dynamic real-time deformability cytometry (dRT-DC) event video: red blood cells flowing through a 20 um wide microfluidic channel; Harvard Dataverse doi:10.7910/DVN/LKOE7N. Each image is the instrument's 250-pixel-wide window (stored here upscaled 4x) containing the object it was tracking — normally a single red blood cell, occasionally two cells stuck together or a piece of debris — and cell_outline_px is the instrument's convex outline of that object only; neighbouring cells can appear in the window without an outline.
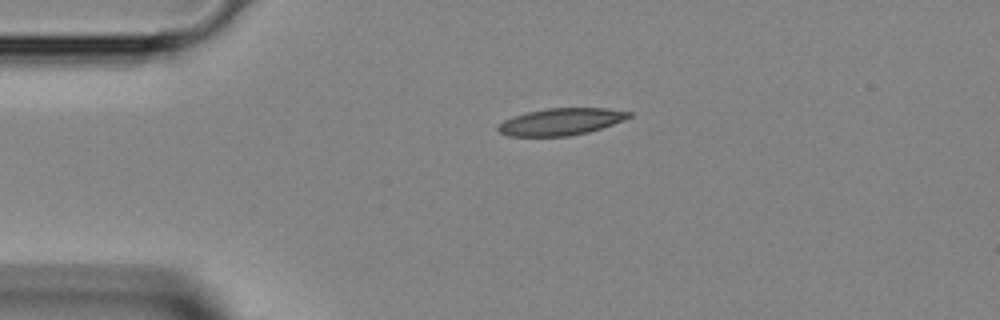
{"species": "Egyptian fruit bat (a non-hibernating species)", "species_latin": "Rousettus aegyptiacus", "temperature_condition": "room temperature", "stored_images_in_passage": 30, "camera_frame_rate_fps": 3000, "um_per_image_px": 0.085, "animal": {"sex": "female"}, "frame": {"image": 1, "passage_image": 1, "time_ms": 0.0, "image_size_px": [1000, 320], "cell_outline_px": [[632, 116], [624, 120], [588, 132], [568, 136], [508, 136], [500, 132], [496, 128], [504, 120], [512, 116], [528, 112], [548, 108], [608, 108], [632, 112]], "centroid_in_image_um": [47.69, 10.34], "position_along_channel_um": 37.3, "area_um2": 20.46}}
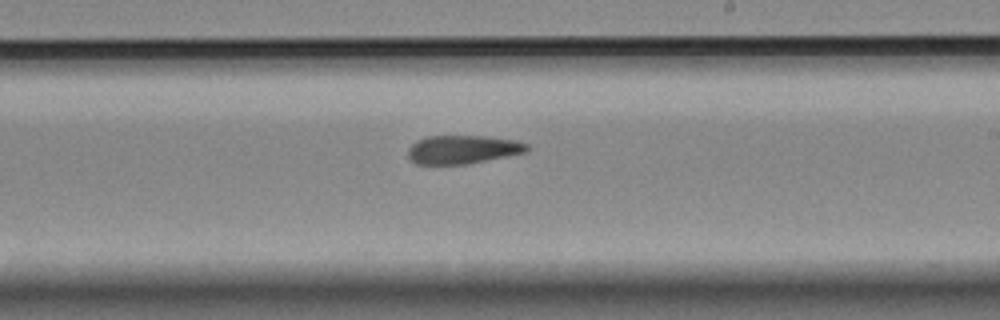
{"frame": {"image": 2, "passage_image": 17, "time_ms": 5.333, "image_size_px": [1000, 320], "cell_outline_px": [[528, 152], [468, 164], [416, 164], [408, 156], [408, 148], [416, 140], [428, 136], [484, 136], [516, 140], [528, 144]], "centroid_in_image_um": [39.34, 12.71], "position_along_channel_um": 249.7, "area_um2": 19.83}}
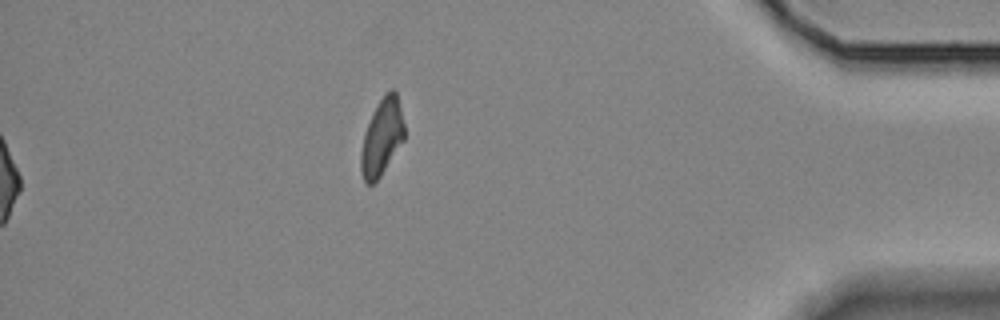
{"frame": {"image": 3, "passage_image": 30, "time_ms": 9.667, "image_size_px": [1000, 320], "cell_outline_px": [[404, 140], [380, 176], [372, 184], [364, 184], [360, 172], [360, 152], [364, 132], [372, 112], [384, 92], [392, 88], [396, 88], [404, 124]], "centroid_in_image_um": [32.44, 11.63], "position_along_channel_um": 402.8, "area_um2": 19.71}}